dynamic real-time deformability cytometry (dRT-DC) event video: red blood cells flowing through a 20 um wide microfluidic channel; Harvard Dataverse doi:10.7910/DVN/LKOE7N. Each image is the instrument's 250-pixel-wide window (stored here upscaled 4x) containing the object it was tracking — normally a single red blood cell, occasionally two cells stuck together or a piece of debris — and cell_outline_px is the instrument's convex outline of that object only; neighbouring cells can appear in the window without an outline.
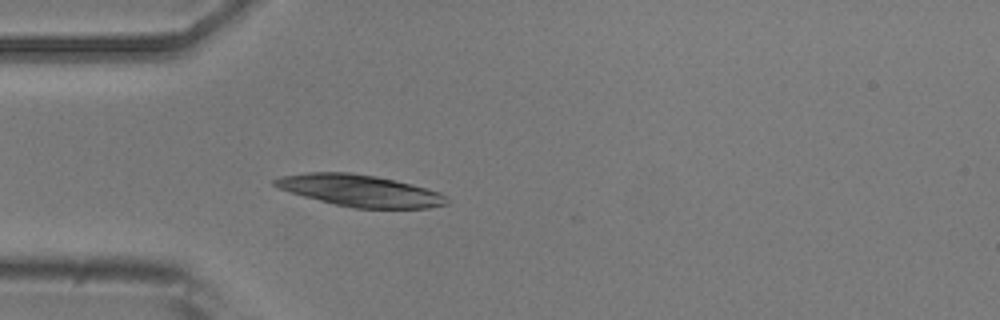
{"species": "common noctule bat (a hibernating species)", "species_latin": "Nyctalus noctula", "temperature_condition": "room temperature", "stored_images_in_passage": 4, "camera_frame_rate_fps": 3000, "um_per_image_px": 0.085, "animal": {"sex": "male", "body_mass_g": 20.5, "forearm_length_mm": 52.5}, "frame": {"image": 1, "passage_image": 4, "time_ms": 3.333, "image_size_px": [1000, 320], "cell_outline_px": [[448, 204], [428, 208], [352, 208], [304, 196], [280, 188], [272, 184], [272, 180], [280, 176], [304, 172], [352, 172], [376, 176], [412, 184], [428, 188], [440, 192], [448, 196]], "centroid_in_image_um": [30.63, 16.19], "position_along_channel_um": 54.4, "area_um2": 31.79}}